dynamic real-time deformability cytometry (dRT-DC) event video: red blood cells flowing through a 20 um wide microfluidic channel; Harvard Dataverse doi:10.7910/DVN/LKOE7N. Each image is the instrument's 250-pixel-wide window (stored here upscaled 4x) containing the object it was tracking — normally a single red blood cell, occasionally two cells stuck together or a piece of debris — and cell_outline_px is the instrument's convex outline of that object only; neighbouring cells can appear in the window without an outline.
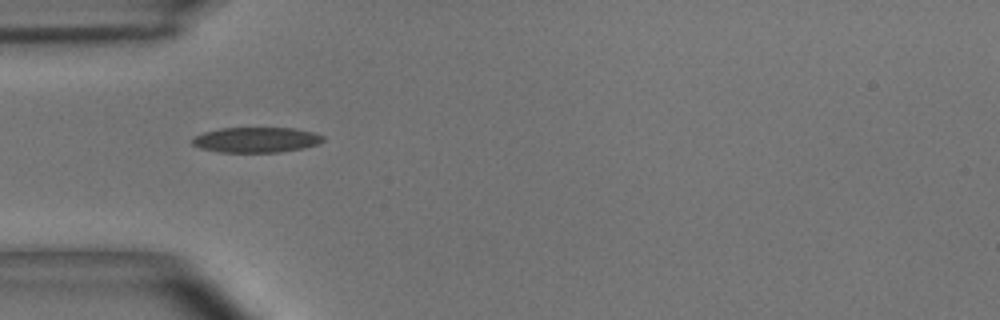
{"species": "common noctule bat (a hibernating species)", "species_latin": "Nyctalus noctula", "temperature_condition": "room temperature", "stored_images_in_passage": 5, "camera_frame_rate_fps": 3000, "um_per_image_px": 0.085, "animal": {"sex": "male", "body_mass_g": 15.6}, "frame": {"image": 1, "passage_image": 5, "time_ms": 1.333, "image_size_px": [1000, 320], "cell_outline_px": [[324, 140], [316, 144], [300, 148], [280, 152], [220, 152], [200, 148], [192, 144], [192, 140], [196, 136], [204, 132], [220, 128], [296, 128], [312, 132], [324, 136]], "centroid_in_image_um": [21.76, 11.88], "position_along_channel_um": 63.2, "area_um2": 19.07}}